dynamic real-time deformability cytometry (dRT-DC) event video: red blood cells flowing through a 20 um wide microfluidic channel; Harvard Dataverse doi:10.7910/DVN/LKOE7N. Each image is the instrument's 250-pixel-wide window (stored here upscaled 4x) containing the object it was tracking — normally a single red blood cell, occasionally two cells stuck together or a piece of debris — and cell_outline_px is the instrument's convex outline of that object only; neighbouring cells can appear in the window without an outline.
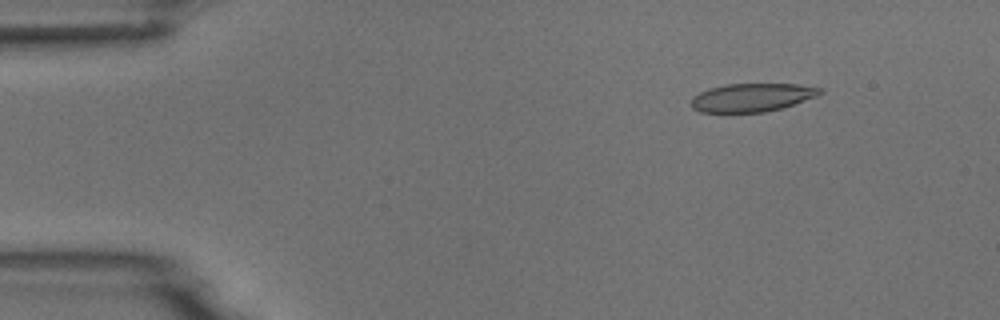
{"species": "common noctule bat (a hibernating species)", "species_latin": "Nyctalus noctula", "temperature_condition": "room temperature", "stored_images_in_passage": 3, "camera_frame_rate_fps": 3000, "um_per_image_px": 0.085, "animal": {"sex": "male", "body_mass_g": 18.8}, "frame": {"image": 1, "passage_image": 1, "time_ms": 0.0, "image_size_px": [1000, 320], "cell_outline_px": [[824, 92], [816, 96], [784, 108], [764, 112], [700, 112], [692, 108], [692, 96], [708, 88], [724, 84], [796, 84], [820, 88]], "centroid_in_image_um": [63.9, 8.28], "position_along_channel_um": 21.1, "area_um2": 21.27}}